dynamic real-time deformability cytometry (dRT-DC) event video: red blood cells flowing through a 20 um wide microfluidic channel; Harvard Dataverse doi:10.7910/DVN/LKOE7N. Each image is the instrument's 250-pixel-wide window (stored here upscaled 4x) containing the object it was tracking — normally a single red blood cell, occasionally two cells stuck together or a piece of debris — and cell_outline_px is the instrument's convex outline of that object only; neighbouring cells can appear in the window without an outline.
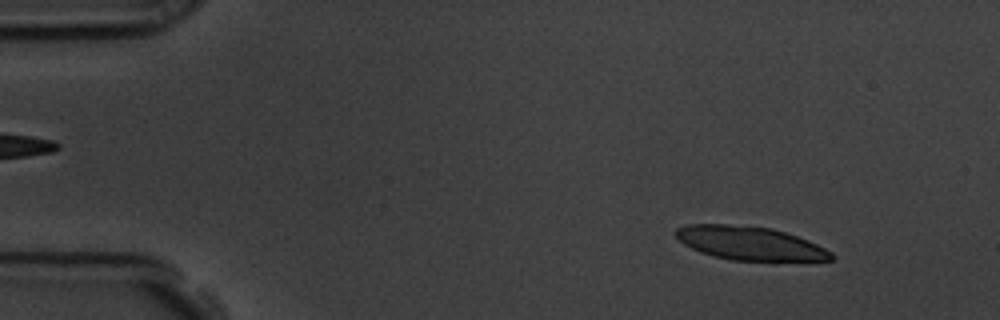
{"species": "common noctule bat (a hibernating species)", "species_latin": "Nyctalus noctula", "temperature_condition": "room temperature", "stored_images_in_passage": 57, "segment_of_instrument_passage": [1, 2], "camera_frame_rate_fps": 3000, "um_per_image_px": 0.085, "animal": {"sex": "male", "body_mass_g": 19.5, "forearm_length_mm": 54.6}, "frame": {"image": 1, "passage_image": 6, "time_ms": 1.667, "image_size_px": [1000, 320], "cell_outline_px": [[836, 256], [832, 260], [772, 264], [732, 260], [712, 256], [700, 252], [684, 244], [672, 232], [676, 228], [688, 224], [728, 224], [772, 228], [808, 240], [832, 252]], "centroid_in_image_um": [63.81, 20.74], "position_along_channel_um": 21.2, "area_um2": 31.67}}